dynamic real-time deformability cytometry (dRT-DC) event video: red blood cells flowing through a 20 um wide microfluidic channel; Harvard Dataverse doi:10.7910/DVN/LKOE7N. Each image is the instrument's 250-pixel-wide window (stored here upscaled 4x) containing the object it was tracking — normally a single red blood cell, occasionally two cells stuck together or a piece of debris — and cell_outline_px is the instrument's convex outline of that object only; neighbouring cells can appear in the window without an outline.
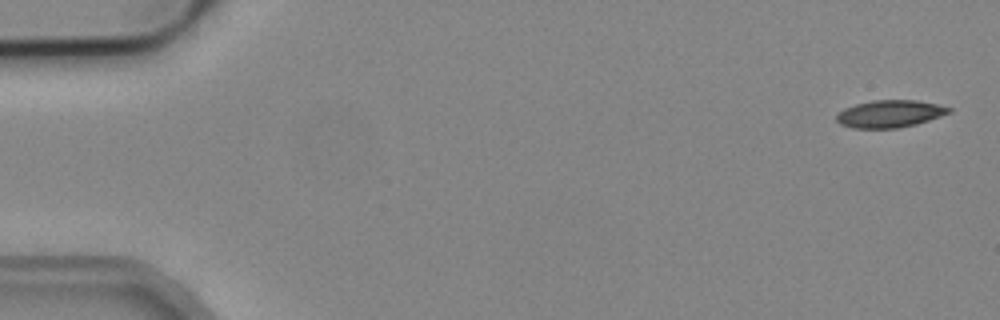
{"species": "common noctule bat (a hibernating species)", "species_latin": "Nyctalus noctula", "temperature_condition": "cold", "stored_images_in_passage": 4, "camera_frame_rate_fps": 3000, "um_per_image_px": 0.085, "animal": {"sex": "male", "body_mass_g": 19.2, "forearm_length_mm": 51.8}, "frame": {"image": 1, "passage_image": 1, "time_ms": 0.0, "image_size_px": [1000, 320], "cell_outline_px": [[952, 112], [916, 124], [896, 128], [852, 128], [840, 124], [836, 120], [836, 116], [844, 108], [856, 104], [872, 100], [916, 100], [936, 104], [952, 108]], "centroid_in_image_um": [75.63, 9.67], "position_along_channel_um": 9.4, "area_um2": 17.8}}